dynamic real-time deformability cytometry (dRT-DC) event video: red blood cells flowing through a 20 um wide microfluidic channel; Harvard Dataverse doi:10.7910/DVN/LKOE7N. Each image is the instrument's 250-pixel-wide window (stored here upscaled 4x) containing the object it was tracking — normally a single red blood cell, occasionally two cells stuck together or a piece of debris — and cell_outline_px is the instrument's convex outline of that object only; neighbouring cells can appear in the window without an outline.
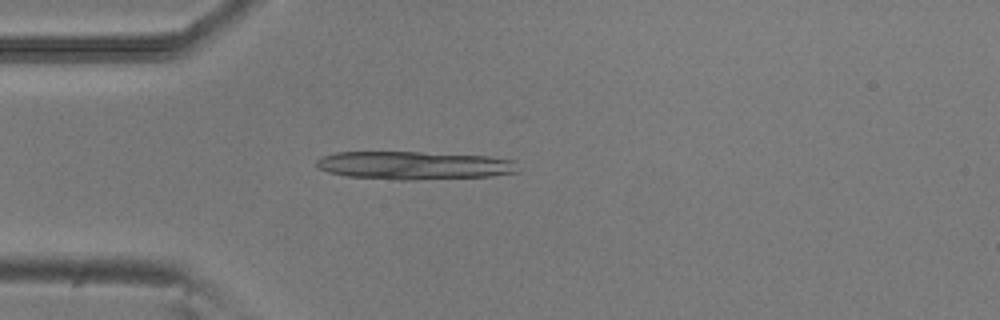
{"species": "common noctule bat (a hibernating species)", "species_latin": "Nyctalus noctula", "temperature_condition": "room temperature", "stored_images_in_passage": 4, "camera_frame_rate_fps": 3000, "um_per_image_px": 0.085, "animal": {"sex": "male", "body_mass_g": 20.5, "forearm_length_mm": 52.5}, "frame": {"image": 1, "passage_image": 4, "time_ms": 1.0, "image_size_px": [1000, 320], "cell_outline_px": [[520, 172], [492, 176], [412, 180], [396, 180], [348, 176], [328, 172], [320, 168], [316, 164], [316, 160], [320, 156], [336, 152], [420, 152], [488, 156], [516, 160]], "centroid_in_image_um": [35.24, 14.06], "position_along_channel_um": 49.8, "area_um2": 33.35}}